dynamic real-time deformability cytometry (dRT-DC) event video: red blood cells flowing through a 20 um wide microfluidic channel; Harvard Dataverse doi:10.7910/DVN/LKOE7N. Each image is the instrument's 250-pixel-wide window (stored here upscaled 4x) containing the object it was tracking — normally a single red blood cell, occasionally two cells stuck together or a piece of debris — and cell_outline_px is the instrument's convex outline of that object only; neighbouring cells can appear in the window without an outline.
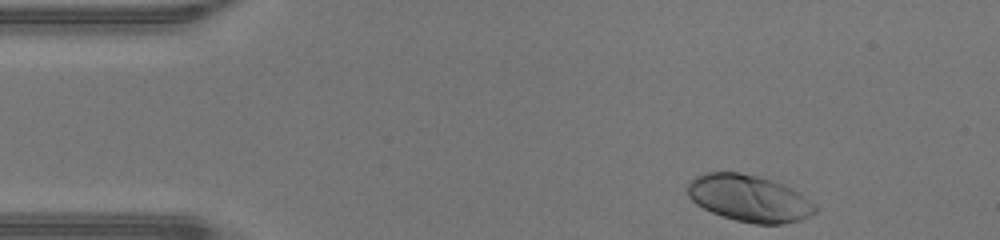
{"species": "human", "species_latin": "Homo sapiens", "temperature_condition": "warm", "stored_images_in_passage": 33, "camera_frame_rate_fps": 3000, "um_per_image_px": 0.085, "donor": {"sex": "male"}, "frame": {"image": 1, "passage_image": 1, "time_ms": 0.0, "image_size_px": [1000, 240], "cell_outline_px": [[816, 212], [800, 220], [784, 224], [756, 224], [736, 220], [712, 212], [696, 204], [688, 196], [688, 184], [696, 176], [708, 172], [740, 172], [772, 180], [784, 184], [792, 188], [816, 204]], "centroid_in_image_um": [63.7, 16.86], "position_along_channel_um": 21.3, "area_um2": 34.62}}
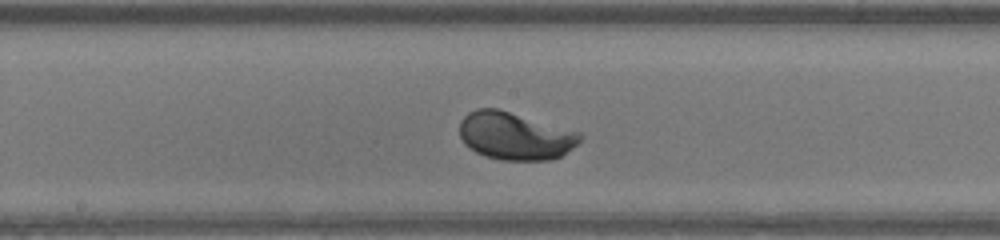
{"frame": {"image": 2, "passage_image": 19, "time_ms": 6.0, "image_size_px": [1000, 240], "cell_outline_px": [[584, 136], [572, 148], [560, 156], [552, 160], [500, 160], [476, 152], [464, 144], [460, 136], [460, 120], [468, 112], [476, 108], [496, 108], [580, 132]], "centroid_in_image_um": [43.76, 11.55], "position_along_channel_um": 204.4, "area_um2": 33.29}}
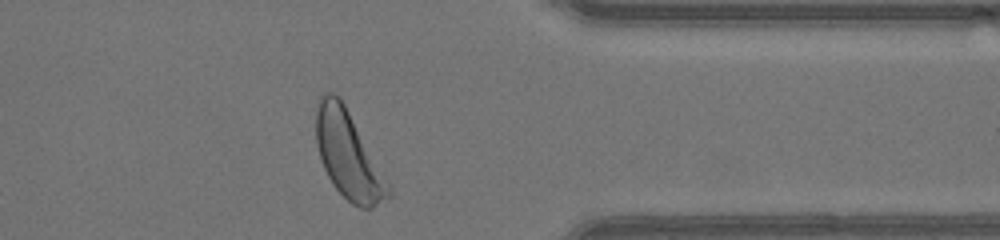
{"frame": {"image": 3, "passage_image": 32, "time_ms": 10.333, "image_size_px": [1000, 240], "cell_outline_px": [[392, 196], [372, 208], [360, 208], [352, 204], [332, 184], [320, 160], [316, 144], [316, 108], [320, 96], [324, 92], [332, 92], [340, 96], [392, 188]], "centroid_in_image_um": [29.6, 13.18], "position_along_channel_um": 381.8, "area_um2": 36.7}, "authors_computed_cell_mechanics": {"area_um2": 33.0616, "velocity_mm_per_s": 4.4032, "shape_relaxation_time_tau1_ms": 1.7891, "shape_relaxation_time_tau2_ms": null, "deformation_change_tau1": 0.1737, "deformation_change_tau2": null}}